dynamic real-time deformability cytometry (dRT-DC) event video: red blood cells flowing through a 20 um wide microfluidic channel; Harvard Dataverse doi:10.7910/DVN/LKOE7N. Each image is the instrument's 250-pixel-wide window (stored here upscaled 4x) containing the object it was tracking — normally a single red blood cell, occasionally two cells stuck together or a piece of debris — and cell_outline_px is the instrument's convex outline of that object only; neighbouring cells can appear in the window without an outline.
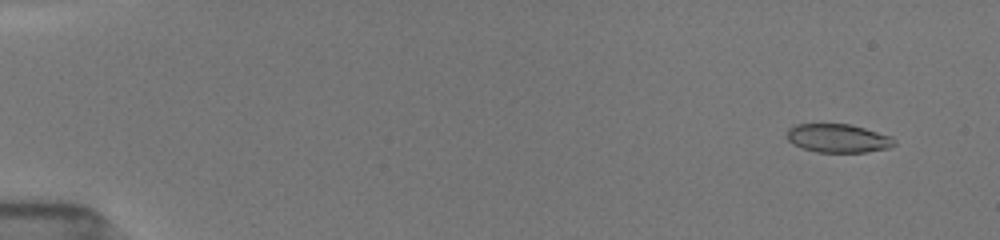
{"species": "common noctule bat (a hibernating species)", "species_latin": "Nyctalus noctula", "temperature_condition": "room temperature", "stored_images_in_passage": 53, "camera_frame_rate_fps": 3000, "um_per_image_px": 0.085, "animal": {"sex": "female", "body_mass_g": 19.5, "forearm_length_mm": 54.1}, "frame": {"image": 1, "passage_image": 4, "time_ms": 1.0, "image_size_px": [1000, 240], "cell_outline_px": [[896, 144], [888, 148], [864, 152], [816, 152], [800, 148], [792, 144], [788, 140], [788, 128], [796, 124], [852, 124], [892, 136]], "centroid_in_image_um": [71.23, 11.75], "position_along_channel_um": 13.8, "area_um2": 17.98}}
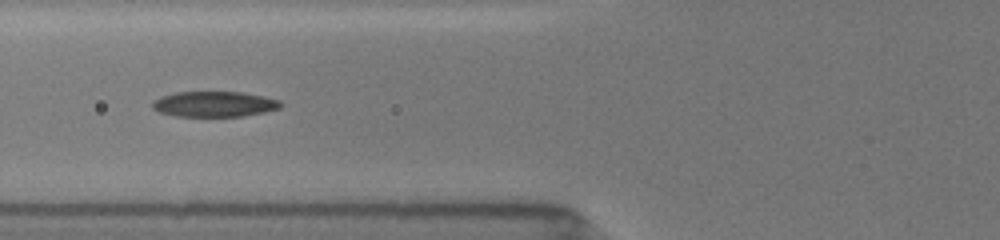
{"frame": {"image": 2, "passage_image": 22, "time_ms": 7.0, "image_size_px": [1000, 240], "cell_outline_px": [[284, 104], [280, 108], [264, 112], [244, 116], [176, 116], [160, 112], [152, 108], [152, 100], [160, 96], [176, 92], [244, 92], [280, 100]], "centroid_in_image_um": [18.22, 8.84], "position_along_channel_um": 107.6, "area_um2": 19.13}}
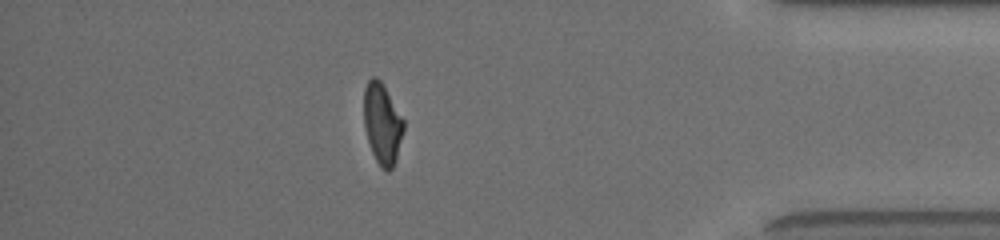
{"frame": {"image": 3, "passage_image": 47, "time_ms": 15.333, "image_size_px": [1000, 240], "cell_outline_px": [[404, 128], [396, 160], [392, 168], [388, 172], [380, 168], [372, 152], [364, 128], [364, 88], [368, 80], [372, 76], [376, 76], [380, 80], [404, 120]], "centroid_in_image_um": [32.48, 10.52], "position_along_channel_um": 402.7, "area_um2": 18.67}, "authors_computed_cell_mechanics": {"area_um2": 19.363, "velocity_mm_per_s": 3.9329, "shape_relaxation_time_tau1_ms": 6.1745, "shape_relaxation_time_tau2_ms": 1.4588, "deformation_change_tau1": 0.2227, "deformation_change_tau2": 0.0751}}